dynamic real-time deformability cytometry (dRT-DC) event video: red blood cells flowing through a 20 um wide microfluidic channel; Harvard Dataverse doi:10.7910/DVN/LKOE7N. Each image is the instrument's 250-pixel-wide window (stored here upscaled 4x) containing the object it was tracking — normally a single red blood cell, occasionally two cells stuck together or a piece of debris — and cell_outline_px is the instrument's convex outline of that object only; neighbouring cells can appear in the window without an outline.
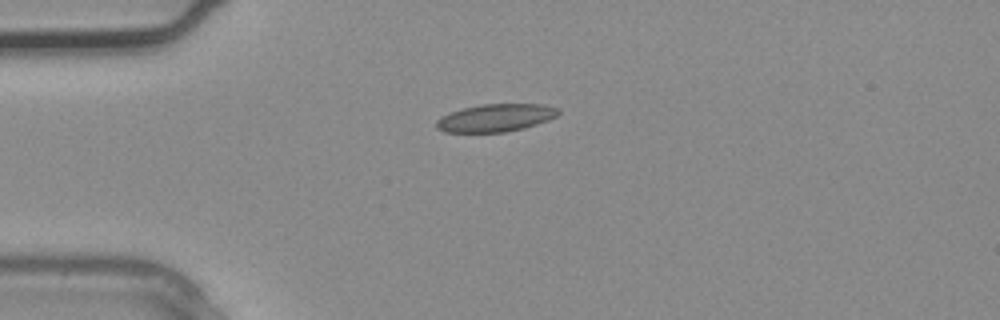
{"species": "common noctule bat (a hibernating species)", "species_latin": "Nyctalus noctula", "temperature_condition": "warm", "stored_images_in_passage": 3, "camera_frame_rate_fps": 3000, "um_per_image_px": 0.085, "animal": {"sex": "male", "body_mass_g": 20.4}, "frame": {"image": 1, "passage_image": 3, "time_ms": 0.667, "image_size_px": [1000, 320], "cell_outline_px": [[560, 112], [556, 116], [548, 120], [524, 128], [504, 132], [444, 132], [436, 128], [436, 120], [440, 116], [448, 112], [480, 104], [544, 104], [560, 108]], "centroid_in_image_um": [42.11, 10.01], "position_along_channel_um": 42.9, "area_um2": 19.83}}